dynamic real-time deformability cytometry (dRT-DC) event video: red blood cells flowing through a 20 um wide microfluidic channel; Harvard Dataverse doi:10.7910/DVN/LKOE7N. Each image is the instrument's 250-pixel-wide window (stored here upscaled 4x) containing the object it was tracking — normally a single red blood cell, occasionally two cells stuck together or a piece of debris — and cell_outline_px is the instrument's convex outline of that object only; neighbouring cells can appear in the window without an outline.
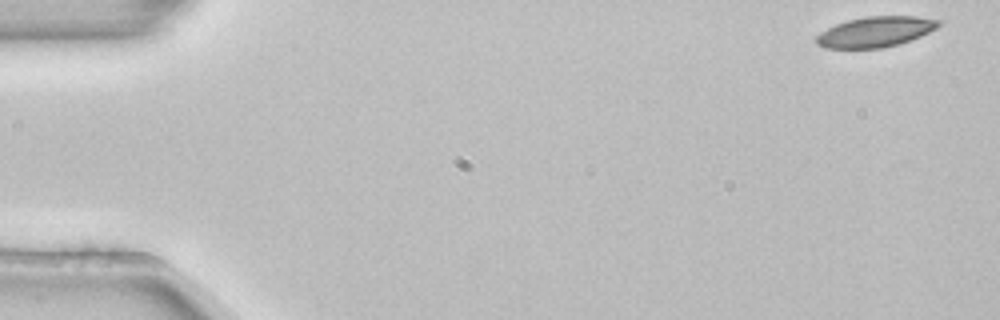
{"species": "common noctule bat (a hibernating species)", "species_latin": "Nyctalus noctula", "temperature_condition": "room temperature", "stored_images_in_passage": 53, "camera_frame_rate_fps": 3000, "um_per_image_px": 0.085, "animal": {"sex": "female", "body_mass_g": 22.7, "forearm_length_mm": 54.2}, "frame": {"image": 1, "passage_image": 1, "time_ms": 0.0, "image_size_px": [1000, 320], "cell_outline_px": [[940, 24], [936, 28], [912, 40], [900, 44], [880, 48], [824, 48], [816, 44], [816, 36], [820, 32], [836, 24], [848, 20], [868, 16], [916, 16], [940, 20]], "centroid_in_image_um": [74.4, 2.71], "position_along_channel_um": 10.6, "area_um2": 21.62}}
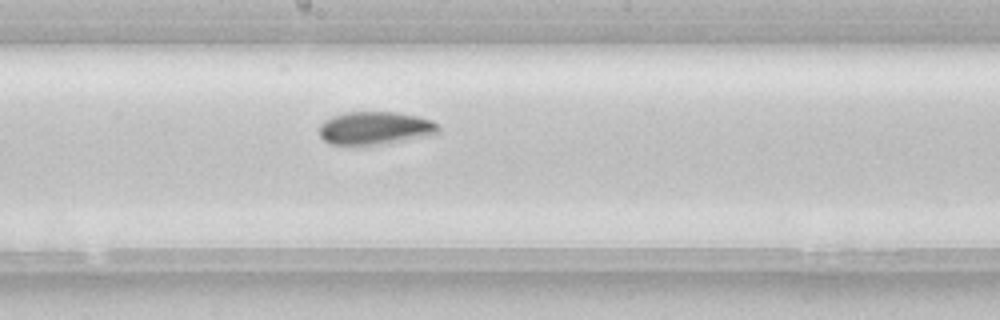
{"frame": {"image": 2, "passage_image": 28, "time_ms": 9.0, "image_size_px": [1000, 320], "cell_outline_px": [[440, 132], [428, 136], [388, 144], [328, 144], [320, 136], [320, 124], [324, 120], [332, 116], [348, 112], [396, 112], [420, 116], [432, 120], [440, 128]], "centroid_in_image_um": [31.92, 10.89], "position_along_channel_um": 216.3, "area_um2": 23.06}}
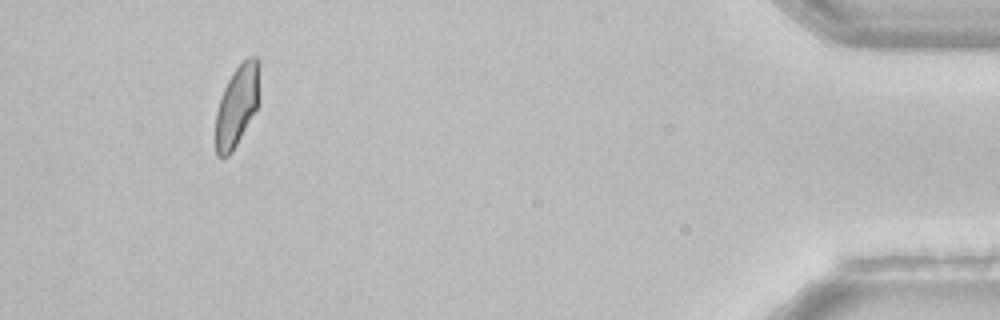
{"frame": {"image": 3, "passage_image": 49, "time_ms": 16.0, "image_size_px": [1000, 320], "cell_outline_px": [[260, 104], [232, 152], [228, 156], [216, 156], [216, 112], [220, 96], [232, 72], [248, 56], [256, 56], [260, 60]], "centroid_in_image_um": [20.19, 8.92], "position_along_channel_um": 415.0, "area_um2": 21.27}, "authors_computed_cell_mechanics": {"area_um2": 22.1374, "velocity_mm_per_s": 3.8314, "shape_relaxation_time_tau1_ms": 10.1991, "shape_relaxation_time_tau2_ms": 7.4543, "deformation_change_tau1": 0.1835, "deformation_change_tau2": 0.1077}}